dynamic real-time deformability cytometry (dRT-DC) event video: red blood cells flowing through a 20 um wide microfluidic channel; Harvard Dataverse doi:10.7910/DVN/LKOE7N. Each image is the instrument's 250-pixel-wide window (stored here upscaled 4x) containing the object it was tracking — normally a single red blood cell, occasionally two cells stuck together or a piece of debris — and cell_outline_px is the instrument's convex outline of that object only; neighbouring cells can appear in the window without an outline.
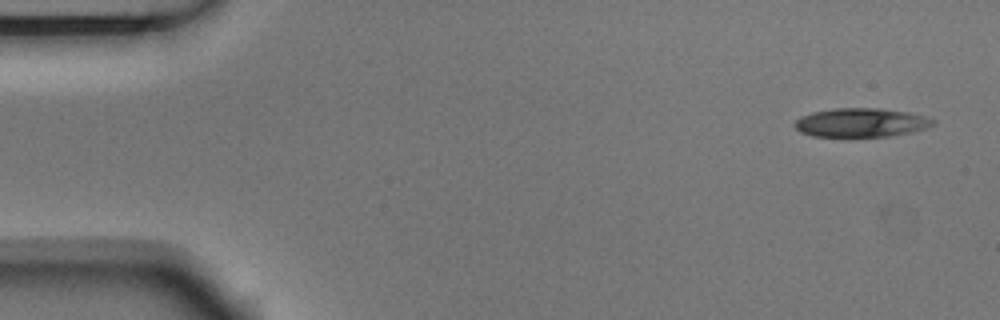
{"species": "Egyptian fruit bat (a non-hibernating species)", "species_latin": "Rousettus aegyptiacus", "temperature_condition": "room temperature", "stored_images_in_passage": 3, "camera_frame_rate_fps": 3000, "um_per_image_px": 0.085, "animal": {"sex": "male"}, "frame": {"image": 1, "passage_image": 1, "time_ms": 0.0, "image_size_px": [1000, 320], "cell_outline_px": [[936, 120], [928, 128], [912, 132], [888, 136], [812, 136], [800, 132], [792, 124], [800, 116], [812, 112], [832, 108], [880, 108], [908, 112], [924, 116]], "centroid_in_image_um": [73.16, 10.41], "position_along_channel_um": 11.8, "area_um2": 23.29}}
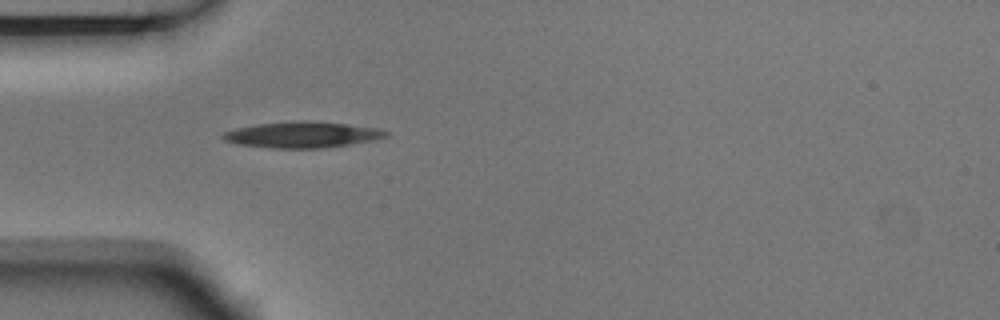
{"frame": {"image": 2, "passage_image": 3, "time_ms": 0.667, "image_size_px": [1000, 320], "cell_outline_px": [[388, 136], [380, 140], [324, 148], [272, 148], [236, 144], [224, 140], [220, 136], [224, 132], [236, 128], [256, 124], [300, 120], [304, 120], [348, 124], [380, 128], [388, 132]], "centroid_in_image_um": [25.74, 11.45], "position_along_channel_um": 59.3, "area_um2": 25.09}}